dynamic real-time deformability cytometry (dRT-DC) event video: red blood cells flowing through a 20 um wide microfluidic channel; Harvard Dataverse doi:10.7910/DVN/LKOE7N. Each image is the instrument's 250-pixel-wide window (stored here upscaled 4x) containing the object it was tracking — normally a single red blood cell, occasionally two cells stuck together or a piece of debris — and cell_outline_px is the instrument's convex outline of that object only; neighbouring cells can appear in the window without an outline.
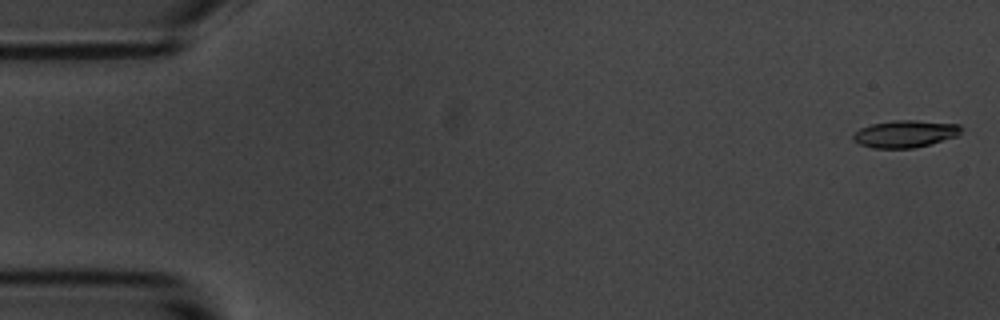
{"species": "common noctule bat (a hibernating species)", "species_latin": "Nyctalus noctula", "temperature_condition": "room temperature", "stored_images_in_passage": 6, "camera_frame_rate_fps": 3000, "um_per_image_px": 0.085, "animal": {"sex": "male", "body_mass_g": 20.1, "forearm_length_mm": 53.5}, "frame": {"image": 1, "passage_image": 1, "time_ms": 0.0, "image_size_px": [1000, 320], "cell_outline_px": [[960, 132], [956, 136], [916, 148], [872, 148], [860, 144], [852, 140], [852, 136], [860, 128], [872, 124], [892, 120], [916, 120], [960, 124]], "centroid_in_image_um": [76.91, 11.37], "position_along_channel_um": 8.1, "area_um2": 17.05}}
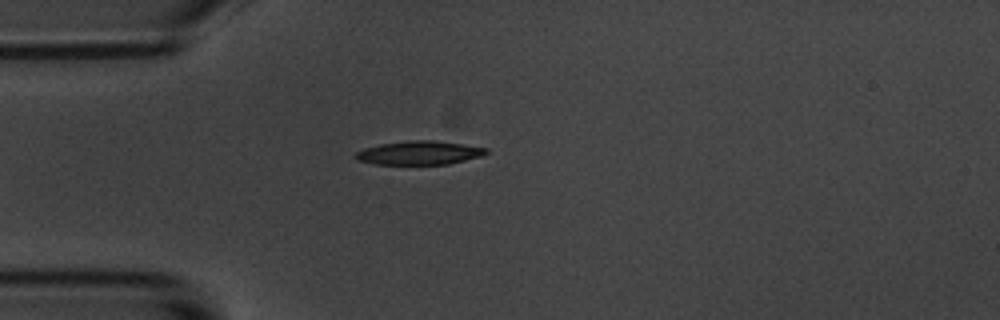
{"frame": {"image": 2, "passage_image": 5, "time_ms": 4.667, "image_size_px": [1000, 320], "cell_outline_px": [[488, 152], [480, 156], [448, 164], [376, 164], [360, 160], [352, 156], [356, 152], [364, 148], [380, 144], [408, 140], [432, 140], [488, 148]], "centroid_in_image_um": [35.61, 12.98], "position_along_channel_um": 49.4, "area_um2": 17.8}}